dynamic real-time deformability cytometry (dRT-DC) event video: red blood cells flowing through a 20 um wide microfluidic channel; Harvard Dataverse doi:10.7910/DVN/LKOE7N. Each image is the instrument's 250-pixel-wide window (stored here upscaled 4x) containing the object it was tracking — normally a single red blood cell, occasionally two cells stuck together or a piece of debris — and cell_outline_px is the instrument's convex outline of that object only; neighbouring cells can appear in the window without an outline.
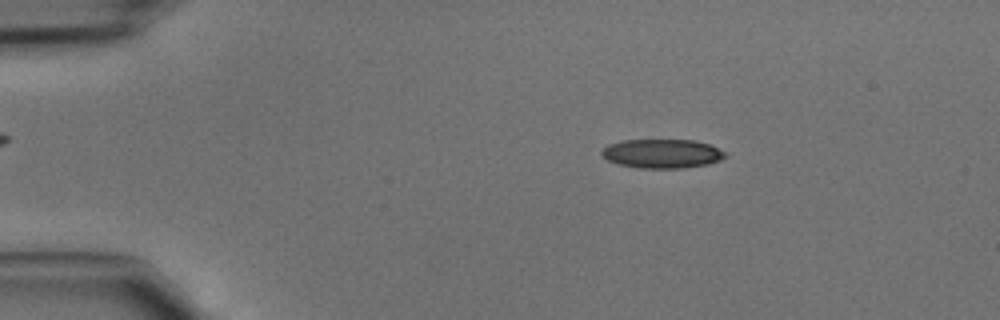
{"species": "common noctule bat (a hibernating species)", "species_latin": "Nyctalus noctula", "temperature_condition": "cold", "stored_images_in_passage": 44, "camera_frame_rate_fps": 3000, "um_per_image_px": 0.085, "animal": {"sex": "male", "body_mass_g": 15.6}, "frame": {"image": 1, "passage_image": 7, "time_ms": 2.0, "image_size_px": [1000, 320], "cell_outline_px": [[728, 156], [720, 160], [708, 164], [684, 168], [640, 168], [616, 164], [608, 160], [600, 152], [608, 144], [624, 140], [692, 140], [708, 144], [728, 152]], "centroid_in_image_um": [56.31, 13.06], "position_along_channel_um": 28.7, "area_um2": 20.98}}
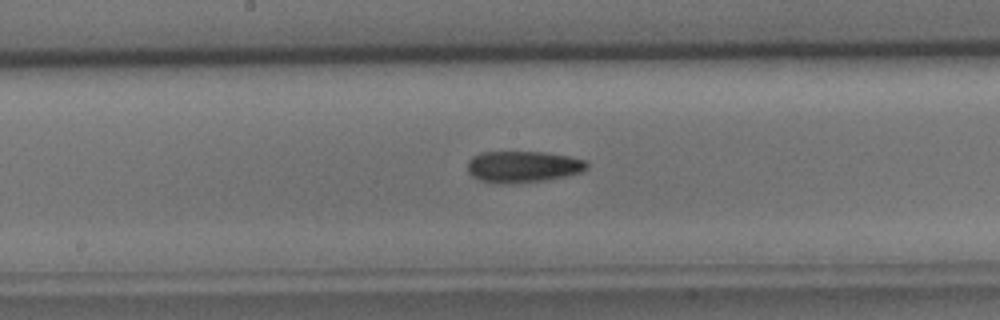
{"frame": {"image": 2, "passage_image": 23, "time_ms": 7.333, "image_size_px": [1000, 320], "cell_outline_px": [[588, 168], [580, 172], [564, 176], [544, 180], [504, 184], [496, 184], [480, 180], [472, 176], [468, 172], [468, 160], [472, 156], [480, 152], [544, 152], [568, 156], [584, 160], [588, 164]], "centroid_in_image_um": [44.4, 14.17], "position_along_channel_um": 203.8, "area_um2": 21.85}}
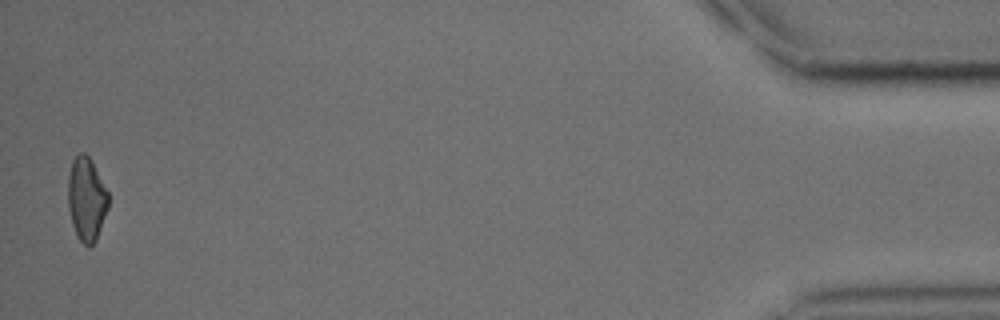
{"frame": {"image": 3, "passage_image": 44, "time_ms": 14.333, "image_size_px": [1000, 320], "cell_outline_px": [[108, 208], [96, 240], [88, 248], [80, 240], [72, 224], [68, 208], [68, 172], [72, 160], [80, 152], [84, 152], [92, 160], [108, 192]], "centroid_in_image_um": [7.34, 16.89], "position_along_channel_um": 427.9, "area_um2": 19.71}}